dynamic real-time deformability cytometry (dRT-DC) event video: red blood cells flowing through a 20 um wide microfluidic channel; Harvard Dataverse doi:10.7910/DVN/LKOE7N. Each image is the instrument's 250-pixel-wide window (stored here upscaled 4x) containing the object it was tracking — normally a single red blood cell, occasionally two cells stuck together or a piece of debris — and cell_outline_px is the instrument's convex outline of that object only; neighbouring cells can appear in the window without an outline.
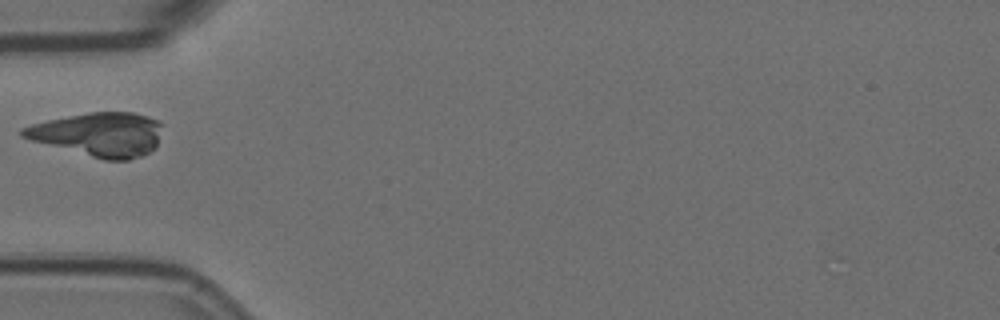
{"species": "Egyptian fruit bat (a non-hibernating species)", "species_latin": "Rousettus aegyptiacus", "temperature_condition": "room temperature", "stored_images_in_passage": 5, "camera_frame_rate_fps": 3000, "um_per_image_px": 0.085, "animal": {"sex": "female"}, "frame": {"image": 1, "passage_image": 5, "time_ms": 1.333, "image_size_px": [1000, 320], "cell_outline_px": [[160, 124], [156, 144], [148, 152], [140, 156], [128, 160], [104, 160], [32, 140], [20, 136], [20, 128], [32, 124], [48, 120], [88, 112], [132, 112], [148, 116], [160, 120]], "centroid_in_image_um": [8.38, 11.41], "position_along_channel_um": 76.6, "area_um2": 35.2}}